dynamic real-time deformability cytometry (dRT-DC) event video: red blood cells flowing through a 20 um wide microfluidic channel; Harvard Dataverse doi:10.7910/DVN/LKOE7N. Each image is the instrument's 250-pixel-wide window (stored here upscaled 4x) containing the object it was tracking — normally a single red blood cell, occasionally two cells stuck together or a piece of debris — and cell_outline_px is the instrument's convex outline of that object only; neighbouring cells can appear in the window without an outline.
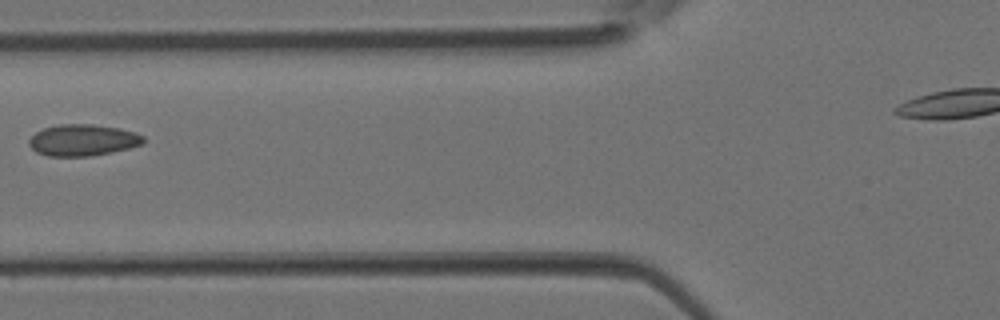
{"species": "Egyptian fruit bat (a non-hibernating species)", "species_latin": "Rousettus aegyptiacus", "temperature_condition": "room temperature", "stored_images_in_passage": 5, "camera_frame_rate_fps": 3000, "um_per_image_px": 0.085, "animal": {"sex": "female"}, "frame": {"image": 1, "passage_image": 5, "time_ms": 1.333, "image_size_px": [1000, 320], "cell_outline_px": [[144, 144], [128, 148], [92, 156], [48, 156], [36, 152], [28, 144], [28, 140], [36, 132], [44, 128], [60, 124], [92, 124], [120, 128], [136, 132], [144, 136]], "centroid_in_image_um": [7.05, 11.91], "position_along_channel_um": 118.8, "area_um2": 21.04}}